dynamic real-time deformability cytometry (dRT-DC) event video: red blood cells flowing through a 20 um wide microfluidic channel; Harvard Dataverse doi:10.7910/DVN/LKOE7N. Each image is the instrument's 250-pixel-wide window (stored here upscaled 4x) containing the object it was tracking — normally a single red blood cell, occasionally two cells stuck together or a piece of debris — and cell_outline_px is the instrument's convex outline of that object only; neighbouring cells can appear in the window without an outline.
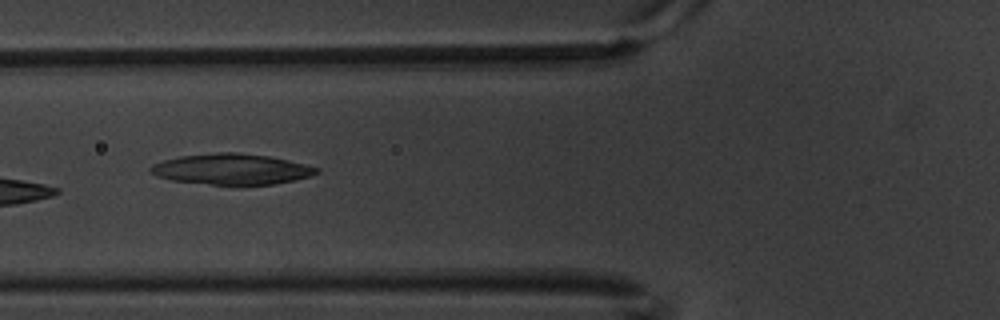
{"species": "common noctule bat (a hibernating species)", "species_latin": "Nyctalus noctula", "temperature_condition": "warm", "stored_images_in_passage": 9, "camera_frame_rate_fps": 3000, "um_per_image_px": 0.085, "animal": {"sex": "male", "body_mass_g": 20.1, "forearm_length_mm": 53.5}, "frame": {"image": 1, "passage_image": 7, "time_ms": 2.0, "image_size_px": [1000, 320], "cell_outline_px": [[320, 172], [312, 176], [296, 180], [276, 184], [240, 188], [236, 188], [172, 180], [156, 176], [148, 168], [152, 164], [164, 160], [180, 156], [216, 152], [240, 152], [268, 156], [288, 160], [320, 168]], "centroid_in_image_um": [19.73, 14.42], "position_along_channel_um": 106.1, "area_um2": 30.92}}
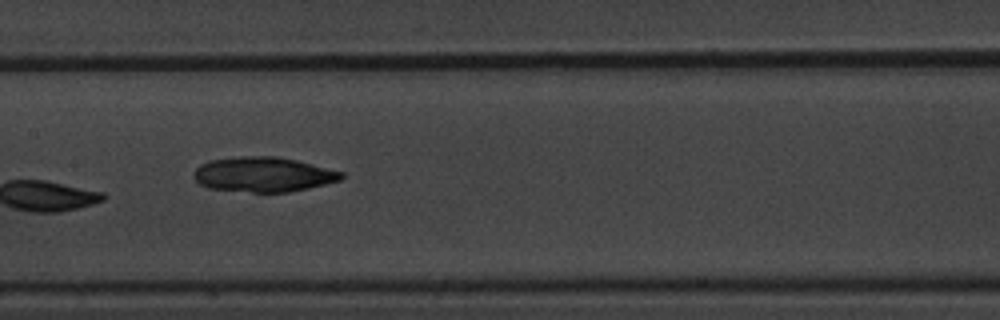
{"frame": {"image": 2, "passage_image": 9, "time_ms": 2.667, "image_size_px": [1000, 320], "cell_outline_px": [[344, 176], [340, 180], [308, 188], [288, 192], [252, 192], [208, 188], [200, 184], [192, 176], [196, 168], [200, 164], [212, 160], [240, 156], [276, 156], [296, 160], [344, 172]], "centroid_in_image_um": [22.37, 14.82], "position_along_channel_um": 185.0, "area_um2": 29.88}}